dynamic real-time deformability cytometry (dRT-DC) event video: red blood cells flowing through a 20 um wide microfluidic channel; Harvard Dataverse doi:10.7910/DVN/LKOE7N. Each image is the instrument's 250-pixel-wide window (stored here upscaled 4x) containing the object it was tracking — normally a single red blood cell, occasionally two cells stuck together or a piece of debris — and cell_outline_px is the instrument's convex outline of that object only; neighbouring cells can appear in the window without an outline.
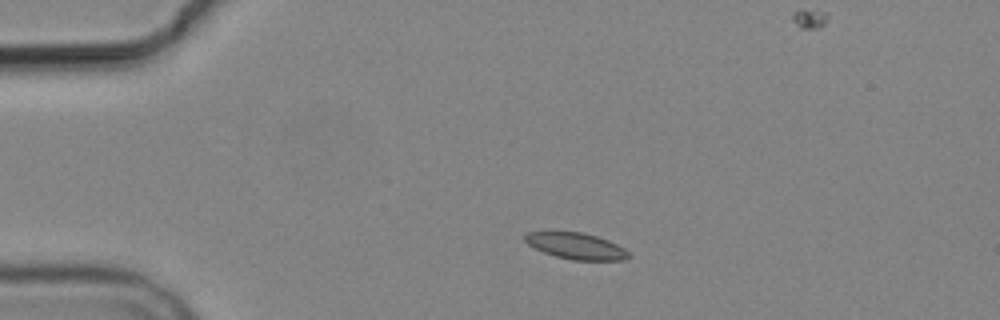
{"species": "common noctule bat (a hibernating species)", "species_latin": "Nyctalus noctula", "temperature_condition": "cold", "stored_images_in_passage": 5, "camera_frame_rate_fps": 3000, "um_per_image_px": 0.085, "animal": {"sex": "male", "body_mass_g": 19.2, "forearm_length_mm": 51.8}, "frame": {"image": 1, "passage_image": 2, "time_ms": 1.333, "image_size_px": [1000, 320], "cell_outline_px": [[632, 256], [624, 260], [572, 260], [556, 256], [544, 252], [528, 244], [524, 240], [524, 236], [528, 232], [584, 232], [608, 240], [624, 248]], "centroid_in_image_um": [49.0, 20.91], "position_along_channel_um": 36.0, "area_um2": 15.78}}